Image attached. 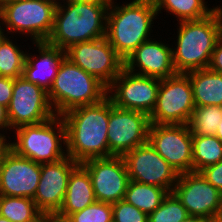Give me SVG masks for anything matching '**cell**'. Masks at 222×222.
<instances>
[{
	"instance_id": "cell-16",
	"label": "cell",
	"mask_w": 222,
	"mask_h": 222,
	"mask_svg": "<svg viewBox=\"0 0 222 222\" xmlns=\"http://www.w3.org/2000/svg\"><path fill=\"white\" fill-rule=\"evenodd\" d=\"M172 192L191 216L213 220L222 203V193L200 172L179 174Z\"/></svg>"
},
{
	"instance_id": "cell-28",
	"label": "cell",
	"mask_w": 222,
	"mask_h": 222,
	"mask_svg": "<svg viewBox=\"0 0 222 222\" xmlns=\"http://www.w3.org/2000/svg\"><path fill=\"white\" fill-rule=\"evenodd\" d=\"M7 36L0 45V76L17 78L22 76L27 51L21 50L12 39ZM15 42V43H14Z\"/></svg>"
},
{
	"instance_id": "cell-30",
	"label": "cell",
	"mask_w": 222,
	"mask_h": 222,
	"mask_svg": "<svg viewBox=\"0 0 222 222\" xmlns=\"http://www.w3.org/2000/svg\"><path fill=\"white\" fill-rule=\"evenodd\" d=\"M69 218L73 222H110L113 219L112 204L96 201Z\"/></svg>"
},
{
	"instance_id": "cell-38",
	"label": "cell",
	"mask_w": 222,
	"mask_h": 222,
	"mask_svg": "<svg viewBox=\"0 0 222 222\" xmlns=\"http://www.w3.org/2000/svg\"><path fill=\"white\" fill-rule=\"evenodd\" d=\"M182 222H213V220L209 218L188 215V217Z\"/></svg>"
},
{
	"instance_id": "cell-32",
	"label": "cell",
	"mask_w": 222,
	"mask_h": 222,
	"mask_svg": "<svg viewBox=\"0 0 222 222\" xmlns=\"http://www.w3.org/2000/svg\"><path fill=\"white\" fill-rule=\"evenodd\" d=\"M200 173L204 178L222 193V160L205 167Z\"/></svg>"
},
{
	"instance_id": "cell-25",
	"label": "cell",
	"mask_w": 222,
	"mask_h": 222,
	"mask_svg": "<svg viewBox=\"0 0 222 222\" xmlns=\"http://www.w3.org/2000/svg\"><path fill=\"white\" fill-rule=\"evenodd\" d=\"M0 216L11 222H40L43 214L29 197L0 195Z\"/></svg>"
},
{
	"instance_id": "cell-9",
	"label": "cell",
	"mask_w": 222,
	"mask_h": 222,
	"mask_svg": "<svg viewBox=\"0 0 222 222\" xmlns=\"http://www.w3.org/2000/svg\"><path fill=\"white\" fill-rule=\"evenodd\" d=\"M66 57L107 88L124 68V60L106 37L74 44L66 50Z\"/></svg>"
},
{
	"instance_id": "cell-3",
	"label": "cell",
	"mask_w": 222,
	"mask_h": 222,
	"mask_svg": "<svg viewBox=\"0 0 222 222\" xmlns=\"http://www.w3.org/2000/svg\"><path fill=\"white\" fill-rule=\"evenodd\" d=\"M177 42L172 47L177 73L209 68L213 50L222 37V6L200 20L177 23Z\"/></svg>"
},
{
	"instance_id": "cell-6",
	"label": "cell",
	"mask_w": 222,
	"mask_h": 222,
	"mask_svg": "<svg viewBox=\"0 0 222 222\" xmlns=\"http://www.w3.org/2000/svg\"><path fill=\"white\" fill-rule=\"evenodd\" d=\"M13 131L16 137L12 142L8 136L9 148L18 156L40 164L67 157L66 126L59 115L42 123L19 126Z\"/></svg>"
},
{
	"instance_id": "cell-13",
	"label": "cell",
	"mask_w": 222,
	"mask_h": 222,
	"mask_svg": "<svg viewBox=\"0 0 222 222\" xmlns=\"http://www.w3.org/2000/svg\"><path fill=\"white\" fill-rule=\"evenodd\" d=\"M159 86L160 79L134 74L123 68L108 87L107 96L116 107L150 116L156 105Z\"/></svg>"
},
{
	"instance_id": "cell-22",
	"label": "cell",
	"mask_w": 222,
	"mask_h": 222,
	"mask_svg": "<svg viewBox=\"0 0 222 222\" xmlns=\"http://www.w3.org/2000/svg\"><path fill=\"white\" fill-rule=\"evenodd\" d=\"M186 74L190 78L195 106H222V74L209 68Z\"/></svg>"
},
{
	"instance_id": "cell-39",
	"label": "cell",
	"mask_w": 222,
	"mask_h": 222,
	"mask_svg": "<svg viewBox=\"0 0 222 222\" xmlns=\"http://www.w3.org/2000/svg\"><path fill=\"white\" fill-rule=\"evenodd\" d=\"M2 25H3V22H2V20H1V18H0V45H1L2 42L5 40V38H6L7 36H9L8 33L5 32V28H4ZM2 27H3V28H2Z\"/></svg>"
},
{
	"instance_id": "cell-31",
	"label": "cell",
	"mask_w": 222,
	"mask_h": 222,
	"mask_svg": "<svg viewBox=\"0 0 222 222\" xmlns=\"http://www.w3.org/2000/svg\"><path fill=\"white\" fill-rule=\"evenodd\" d=\"M112 216L115 222H148V214L125 200L112 204Z\"/></svg>"
},
{
	"instance_id": "cell-35",
	"label": "cell",
	"mask_w": 222,
	"mask_h": 222,
	"mask_svg": "<svg viewBox=\"0 0 222 222\" xmlns=\"http://www.w3.org/2000/svg\"><path fill=\"white\" fill-rule=\"evenodd\" d=\"M11 129L9 120H8V115H7V108L3 105H0V135H3L5 138H7L5 133L7 134V130ZM5 130V131H4Z\"/></svg>"
},
{
	"instance_id": "cell-34",
	"label": "cell",
	"mask_w": 222,
	"mask_h": 222,
	"mask_svg": "<svg viewBox=\"0 0 222 222\" xmlns=\"http://www.w3.org/2000/svg\"><path fill=\"white\" fill-rule=\"evenodd\" d=\"M209 69L222 74V37L217 41L212 53Z\"/></svg>"
},
{
	"instance_id": "cell-41",
	"label": "cell",
	"mask_w": 222,
	"mask_h": 222,
	"mask_svg": "<svg viewBox=\"0 0 222 222\" xmlns=\"http://www.w3.org/2000/svg\"><path fill=\"white\" fill-rule=\"evenodd\" d=\"M215 136L222 142V119L220 120Z\"/></svg>"
},
{
	"instance_id": "cell-5",
	"label": "cell",
	"mask_w": 222,
	"mask_h": 222,
	"mask_svg": "<svg viewBox=\"0 0 222 222\" xmlns=\"http://www.w3.org/2000/svg\"><path fill=\"white\" fill-rule=\"evenodd\" d=\"M107 90L96 77L65 57L48 91V98L55 114L61 116L73 108L101 102L107 97Z\"/></svg>"
},
{
	"instance_id": "cell-29",
	"label": "cell",
	"mask_w": 222,
	"mask_h": 222,
	"mask_svg": "<svg viewBox=\"0 0 222 222\" xmlns=\"http://www.w3.org/2000/svg\"><path fill=\"white\" fill-rule=\"evenodd\" d=\"M187 217L186 208L176 195L170 192L160 206L148 215V222H182Z\"/></svg>"
},
{
	"instance_id": "cell-10",
	"label": "cell",
	"mask_w": 222,
	"mask_h": 222,
	"mask_svg": "<svg viewBox=\"0 0 222 222\" xmlns=\"http://www.w3.org/2000/svg\"><path fill=\"white\" fill-rule=\"evenodd\" d=\"M7 115L12 132L22 125L42 123L56 114L49 102L48 92L20 76L13 79V94Z\"/></svg>"
},
{
	"instance_id": "cell-8",
	"label": "cell",
	"mask_w": 222,
	"mask_h": 222,
	"mask_svg": "<svg viewBox=\"0 0 222 222\" xmlns=\"http://www.w3.org/2000/svg\"><path fill=\"white\" fill-rule=\"evenodd\" d=\"M194 108L190 78L177 73L160 80L156 105L149 116L150 124H188Z\"/></svg>"
},
{
	"instance_id": "cell-20",
	"label": "cell",
	"mask_w": 222,
	"mask_h": 222,
	"mask_svg": "<svg viewBox=\"0 0 222 222\" xmlns=\"http://www.w3.org/2000/svg\"><path fill=\"white\" fill-rule=\"evenodd\" d=\"M34 44L36 46L34 49L38 48L39 55L27 52L22 76L48 92L52 87L61 62L66 57V51L51 46L47 42Z\"/></svg>"
},
{
	"instance_id": "cell-4",
	"label": "cell",
	"mask_w": 222,
	"mask_h": 222,
	"mask_svg": "<svg viewBox=\"0 0 222 222\" xmlns=\"http://www.w3.org/2000/svg\"><path fill=\"white\" fill-rule=\"evenodd\" d=\"M115 3L108 7L105 37L125 61L141 43L152 38V24L159 15L154 0Z\"/></svg>"
},
{
	"instance_id": "cell-33",
	"label": "cell",
	"mask_w": 222,
	"mask_h": 222,
	"mask_svg": "<svg viewBox=\"0 0 222 222\" xmlns=\"http://www.w3.org/2000/svg\"><path fill=\"white\" fill-rule=\"evenodd\" d=\"M13 94V78L0 76V105L8 108Z\"/></svg>"
},
{
	"instance_id": "cell-26",
	"label": "cell",
	"mask_w": 222,
	"mask_h": 222,
	"mask_svg": "<svg viewBox=\"0 0 222 222\" xmlns=\"http://www.w3.org/2000/svg\"><path fill=\"white\" fill-rule=\"evenodd\" d=\"M193 172L222 160V142L215 135H192Z\"/></svg>"
},
{
	"instance_id": "cell-7",
	"label": "cell",
	"mask_w": 222,
	"mask_h": 222,
	"mask_svg": "<svg viewBox=\"0 0 222 222\" xmlns=\"http://www.w3.org/2000/svg\"><path fill=\"white\" fill-rule=\"evenodd\" d=\"M57 4L58 0L0 2V18L9 35H26L32 43L46 42L54 27Z\"/></svg>"
},
{
	"instance_id": "cell-43",
	"label": "cell",
	"mask_w": 222,
	"mask_h": 222,
	"mask_svg": "<svg viewBox=\"0 0 222 222\" xmlns=\"http://www.w3.org/2000/svg\"><path fill=\"white\" fill-rule=\"evenodd\" d=\"M101 1H104V2H106L108 4H113L114 3V0H101Z\"/></svg>"
},
{
	"instance_id": "cell-45",
	"label": "cell",
	"mask_w": 222,
	"mask_h": 222,
	"mask_svg": "<svg viewBox=\"0 0 222 222\" xmlns=\"http://www.w3.org/2000/svg\"><path fill=\"white\" fill-rule=\"evenodd\" d=\"M14 1H19V0H0V2H14Z\"/></svg>"
},
{
	"instance_id": "cell-37",
	"label": "cell",
	"mask_w": 222,
	"mask_h": 222,
	"mask_svg": "<svg viewBox=\"0 0 222 222\" xmlns=\"http://www.w3.org/2000/svg\"><path fill=\"white\" fill-rule=\"evenodd\" d=\"M9 147V140L5 138L3 135H0V160L2 154L8 149Z\"/></svg>"
},
{
	"instance_id": "cell-18",
	"label": "cell",
	"mask_w": 222,
	"mask_h": 222,
	"mask_svg": "<svg viewBox=\"0 0 222 222\" xmlns=\"http://www.w3.org/2000/svg\"><path fill=\"white\" fill-rule=\"evenodd\" d=\"M78 164L70 156L41 164V176L33 200L43 215L59 212L63 205L69 176Z\"/></svg>"
},
{
	"instance_id": "cell-21",
	"label": "cell",
	"mask_w": 222,
	"mask_h": 222,
	"mask_svg": "<svg viewBox=\"0 0 222 222\" xmlns=\"http://www.w3.org/2000/svg\"><path fill=\"white\" fill-rule=\"evenodd\" d=\"M93 186L87 169L79 163L71 172L63 205L59 214L69 217L96 202Z\"/></svg>"
},
{
	"instance_id": "cell-36",
	"label": "cell",
	"mask_w": 222,
	"mask_h": 222,
	"mask_svg": "<svg viewBox=\"0 0 222 222\" xmlns=\"http://www.w3.org/2000/svg\"><path fill=\"white\" fill-rule=\"evenodd\" d=\"M43 222H73L69 217L57 213H47L43 215Z\"/></svg>"
},
{
	"instance_id": "cell-1",
	"label": "cell",
	"mask_w": 222,
	"mask_h": 222,
	"mask_svg": "<svg viewBox=\"0 0 222 222\" xmlns=\"http://www.w3.org/2000/svg\"><path fill=\"white\" fill-rule=\"evenodd\" d=\"M61 117L66 126L67 156L82 163L109 157V97L93 105L73 108Z\"/></svg>"
},
{
	"instance_id": "cell-11",
	"label": "cell",
	"mask_w": 222,
	"mask_h": 222,
	"mask_svg": "<svg viewBox=\"0 0 222 222\" xmlns=\"http://www.w3.org/2000/svg\"><path fill=\"white\" fill-rule=\"evenodd\" d=\"M149 116L140 111L116 107L109 98V157L124 156L148 142Z\"/></svg>"
},
{
	"instance_id": "cell-17",
	"label": "cell",
	"mask_w": 222,
	"mask_h": 222,
	"mask_svg": "<svg viewBox=\"0 0 222 222\" xmlns=\"http://www.w3.org/2000/svg\"><path fill=\"white\" fill-rule=\"evenodd\" d=\"M40 176V163L18 156L8 147L0 160V195L33 199Z\"/></svg>"
},
{
	"instance_id": "cell-19",
	"label": "cell",
	"mask_w": 222,
	"mask_h": 222,
	"mask_svg": "<svg viewBox=\"0 0 222 222\" xmlns=\"http://www.w3.org/2000/svg\"><path fill=\"white\" fill-rule=\"evenodd\" d=\"M153 38L141 43L124 61V68L134 74L165 79L177 74L172 47ZM136 68V69H135Z\"/></svg>"
},
{
	"instance_id": "cell-23",
	"label": "cell",
	"mask_w": 222,
	"mask_h": 222,
	"mask_svg": "<svg viewBox=\"0 0 222 222\" xmlns=\"http://www.w3.org/2000/svg\"><path fill=\"white\" fill-rule=\"evenodd\" d=\"M157 14L162 13L163 9L169 13L173 14L176 20L181 21H191L200 20L208 17L216 9V7H210L207 5L205 0H154Z\"/></svg>"
},
{
	"instance_id": "cell-14",
	"label": "cell",
	"mask_w": 222,
	"mask_h": 222,
	"mask_svg": "<svg viewBox=\"0 0 222 222\" xmlns=\"http://www.w3.org/2000/svg\"><path fill=\"white\" fill-rule=\"evenodd\" d=\"M123 158L130 180L173 191L179 174L149 142L130 150Z\"/></svg>"
},
{
	"instance_id": "cell-44",
	"label": "cell",
	"mask_w": 222,
	"mask_h": 222,
	"mask_svg": "<svg viewBox=\"0 0 222 222\" xmlns=\"http://www.w3.org/2000/svg\"><path fill=\"white\" fill-rule=\"evenodd\" d=\"M58 1L74 2V1H83V0H58Z\"/></svg>"
},
{
	"instance_id": "cell-24",
	"label": "cell",
	"mask_w": 222,
	"mask_h": 222,
	"mask_svg": "<svg viewBox=\"0 0 222 222\" xmlns=\"http://www.w3.org/2000/svg\"><path fill=\"white\" fill-rule=\"evenodd\" d=\"M168 193L161 187L130 180L124 200L149 215L160 206Z\"/></svg>"
},
{
	"instance_id": "cell-15",
	"label": "cell",
	"mask_w": 222,
	"mask_h": 222,
	"mask_svg": "<svg viewBox=\"0 0 222 222\" xmlns=\"http://www.w3.org/2000/svg\"><path fill=\"white\" fill-rule=\"evenodd\" d=\"M88 171L97 201L124 200L130 181L123 156L92 158L81 163Z\"/></svg>"
},
{
	"instance_id": "cell-12",
	"label": "cell",
	"mask_w": 222,
	"mask_h": 222,
	"mask_svg": "<svg viewBox=\"0 0 222 222\" xmlns=\"http://www.w3.org/2000/svg\"><path fill=\"white\" fill-rule=\"evenodd\" d=\"M148 142L177 172H193L192 134L188 124H150Z\"/></svg>"
},
{
	"instance_id": "cell-2",
	"label": "cell",
	"mask_w": 222,
	"mask_h": 222,
	"mask_svg": "<svg viewBox=\"0 0 222 222\" xmlns=\"http://www.w3.org/2000/svg\"><path fill=\"white\" fill-rule=\"evenodd\" d=\"M108 7L101 0L58 1L54 27L46 42L66 51L74 44L105 37Z\"/></svg>"
},
{
	"instance_id": "cell-27",
	"label": "cell",
	"mask_w": 222,
	"mask_h": 222,
	"mask_svg": "<svg viewBox=\"0 0 222 222\" xmlns=\"http://www.w3.org/2000/svg\"><path fill=\"white\" fill-rule=\"evenodd\" d=\"M222 119V106H195L188 122L192 135H216Z\"/></svg>"
},
{
	"instance_id": "cell-42",
	"label": "cell",
	"mask_w": 222,
	"mask_h": 222,
	"mask_svg": "<svg viewBox=\"0 0 222 222\" xmlns=\"http://www.w3.org/2000/svg\"><path fill=\"white\" fill-rule=\"evenodd\" d=\"M0 222H11L7 218L0 216Z\"/></svg>"
},
{
	"instance_id": "cell-40",
	"label": "cell",
	"mask_w": 222,
	"mask_h": 222,
	"mask_svg": "<svg viewBox=\"0 0 222 222\" xmlns=\"http://www.w3.org/2000/svg\"><path fill=\"white\" fill-rule=\"evenodd\" d=\"M213 222H222V203L217 210V213L213 219Z\"/></svg>"
}]
</instances>
